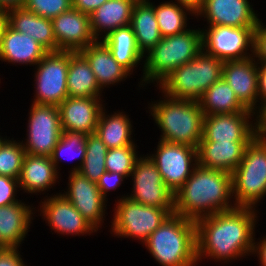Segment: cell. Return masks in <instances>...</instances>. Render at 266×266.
<instances>
[{
  "mask_svg": "<svg viewBox=\"0 0 266 266\" xmlns=\"http://www.w3.org/2000/svg\"><path fill=\"white\" fill-rule=\"evenodd\" d=\"M130 180L132 188L127 197L132 201L161 209H174V193L166 186L162 175L148 155L135 163Z\"/></svg>",
  "mask_w": 266,
  "mask_h": 266,
  "instance_id": "4fadbf2b",
  "label": "cell"
},
{
  "mask_svg": "<svg viewBox=\"0 0 266 266\" xmlns=\"http://www.w3.org/2000/svg\"><path fill=\"white\" fill-rule=\"evenodd\" d=\"M25 140L26 154L50 157L62 135L59 108L54 105L31 103Z\"/></svg>",
  "mask_w": 266,
  "mask_h": 266,
  "instance_id": "8fae6325",
  "label": "cell"
},
{
  "mask_svg": "<svg viewBox=\"0 0 266 266\" xmlns=\"http://www.w3.org/2000/svg\"><path fill=\"white\" fill-rule=\"evenodd\" d=\"M21 248H7L0 251V266H27L20 254Z\"/></svg>",
  "mask_w": 266,
  "mask_h": 266,
  "instance_id": "b9f144b4",
  "label": "cell"
},
{
  "mask_svg": "<svg viewBox=\"0 0 266 266\" xmlns=\"http://www.w3.org/2000/svg\"><path fill=\"white\" fill-rule=\"evenodd\" d=\"M260 19L254 32V58L259 63H266V25Z\"/></svg>",
  "mask_w": 266,
  "mask_h": 266,
  "instance_id": "60d3db41",
  "label": "cell"
},
{
  "mask_svg": "<svg viewBox=\"0 0 266 266\" xmlns=\"http://www.w3.org/2000/svg\"><path fill=\"white\" fill-rule=\"evenodd\" d=\"M24 200L0 206V237L9 248H19L23 244L36 214L33 204ZM33 205V206H32Z\"/></svg>",
  "mask_w": 266,
  "mask_h": 266,
  "instance_id": "603a6c76",
  "label": "cell"
},
{
  "mask_svg": "<svg viewBox=\"0 0 266 266\" xmlns=\"http://www.w3.org/2000/svg\"><path fill=\"white\" fill-rule=\"evenodd\" d=\"M236 208L229 172L199 164L174 193V214L197 220L201 217Z\"/></svg>",
  "mask_w": 266,
  "mask_h": 266,
  "instance_id": "7a4b0ae2",
  "label": "cell"
},
{
  "mask_svg": "<svg viewBox=\"0 0 266 266\" xmlns=\"http://www.w3.org/2000/svg\"><path fill=\"white\" fill-rule=\"evenodd\" d=\"M7 24L14 30L33 37L48 52H56L52 20L36 15L23 7L5 12Z\"/></svg>",
  "mask_w": 266,
  "mask_h": 266,
  "instance_id": "484cf974",
  "label": "cell"
},
{
  "mask_svg": "<svg viewBox=\"0 0 266 266\" xmlns=\"http://www.w3.org/2000/svg\"><path fill=\"white\" fill-rule=\"evenodd\" d=\"M223 64L203 50L190 62L177 67L157 86L174 99L198 101L202 94L222 78Z\"/></svg>",
  "mask_w": 266,
  "mask_h": 266,
  "instance_id": "8992f818",
  "label": "cell"
},
{
  "mask_svg": "<svg viewBox=\"0 0 266 266\" xmlns=\"http://www.w3.org/2000/svg\"><path fill=\"white\" fill-rule=\"evenodd\" d=\"M251 141H200L197 148L198 164L232 173L240 164L246 146Z\"/></svg>",
  "mask_w": 266,
  "mask_h": 266,
  "instance_id": "d4e9b609",
  "label": "cell"
},
{
  "mask_svg": "<svg viewBox=\"0 0 266 266\" xmlns=\"http://www.w3.org/2000/svg\"><path fill=\"white\" fill-rule=\"evenodd\" d=\"M258 240L259 242L254 238L252 256H257L258 261L261 264H259V266H266V236L258 238Z\"/></svg>",
  "mask_w": 266,
  "mask_h": 266,
  "instance_id": "f6af8a7d",
  "label": "cell"
},
{
  "mask_svg": "<svg viewBox=\"0 0 266 266\" xmlns=\"http://www.w3.org/2000/svg\"><path fill=\"white\" fill-rule=\"evenodd\" d=\"M130 26L135 34L137 47L143 56L163 38L154 12L153 1L137 0L132 11Z\"/></svg>",
  "mask_w": 266,
  "mask_h": 266,
  "instance_id": "83f0119b",
  "label": "cell"
},
{
  "mask_svg": "<svg viewBox=\"0 0 266 266\" xmlns=\"http://www.w3.org/2000/svg\"><path fill=\"white\" fill-rule=\"evenodd\" d=\"M153 152L148 153V157L158 168L166 186L176 193L198 164L197 148L159 140Z\"/></svg>",
  "mask_w": 266,
  "mask_h": 266,
  "instance_id": "7c38bea8",
  "label": "cell"
},
{
  "mask_svg": "<svg viewBox=\"0 0 266 266\" xmlns=\"http://www.w3.org/2000/svg\"><path fill=\"white\" fill-rule=\"evenodd\" d=\"M56 51L80 52L97 40L91 31L90 16L74 8L52 19Z\"/></svg>",
  "mask_w": 266,
  "mask_h": 266,
  "instance_id": "ac0fdd59",
  "label": "cell"
},
{
  "mask_svg": "<svg viewBox=\"0 0 266 266\" xmlns=\"http://www.w3.org/2000/svg\"><path fill=\"white\" fill-rule=\"evenodd\" d=\"M162 95L148 103L149 116L161 131V141L198 148L203 136L204 117L198 101L174 99ZM164 97V98H163ZM162 99V100H161Z\"/></svg>",
  "mask_w": 266,
  "mask_h": 266,
  "instance_id": "3957f363",
  "label": "cell"
},
{
  "mask_svg": "<svg viewBox=\"0 0 266 266\" xmlns=\"http://www.w3.org/2000/svg\"><path fill=\"white\" fill-rule=\"evenodd\" d=\"M107 150V146L96 133L86 135V154L79 172L90 181L97 183L106 172Z\"/></svg>",
  "mask_w": 266,
  "mask_h": 266,
  "instance_id": "e575fe53",
  "label": "cell"
},
{
  "mask_svg": "<svg viewBox=\"0 0 266 266\" xmlns=\"http://www.w3.org/2000/svg\"><path fill=\"white\" fill-rule=\"evenodd\" d=\"M137 0H108L90 15L91 31L102 40L111 31L130 25Z\"/></svg>",
  "mask_w": 266,
  "mask_h": 266,
  "instance_id": "4316f807",
  "label": "cell"
},
{
  "mask_svg": "<svg viewBox=\"0 0 266 266\" xmlns=\"http://www.w3.org/2000/svg\"><path fill=\"white\" fill-rule=\"evenodd\" d=\"M222 78L234 90L239 102L257 115L259 113L258 72L254 56L224 62Z\"/></svg>",
  "mask_w": 266,
  "mask_h": 266,
  "instance_id": "d6986e66",
  "label": "cell"
},
{
  "mask_svg": "<svg viewBox=\"0 0 266 266\" xmlns=\"http://www.w3.org/2000/svg\"><path fill=\"white\" fill-rule=\"evenodd\" d=\"M48 51L33 37L6 25L0 46V61L7 64L35 66ZM17 63V64H16Z\"/></svg>",
  "mask_w": 266,
  "mask_h": 266,
  "instance_id": "7402d4cb",
  "label": "cell"
},
{
  "mask_svg": "<svg viewBox=\"0 0 266 266\" xmlns=\"http://www.w3.org/2000/svg\"><path fill=\"white\" fill-rule=\"evenodd\" d=\"M67 189L62 193L98 231L101 230L107 210V200L102 196L95 182L80 172H68Z\"/></svg>",
  "mask_w": 266,
  "mask_h": 266,
  "instance_id": "9a60e30c",
  "label": "cell"
},
{
  "mask_svg": "<svg viewBox=\"0 0 266 266\" xmlns=\"http://www.w3.org/2000/svg\"><path fill=\"white\" fill-rule=\"evenodd\" d=\"M259 112L266 105V63L257 62Z\"/></svg>",
  "mask_w": 266,
  "mask_h": 266,
  "instance_id": "7bdbcfd3",
  "label": "cell"
},
{
  "mask_svg": "<svg viewBox=\"0 0 266 266\" xmlns=\"http://www.w3.org/2000/svg\"><path fill=\"white\" fill-rule=\"evenodd\" d=\"M257 136L266 140V105L257 114Z\"/></svg>",
  "mask_w": 266,
  "mask_h": 266,
  "instance_id": "bcb514c9",
  "label": "cell"
},
{
  "mask_svg": "<svg viewBox=\"0 0 266 266\" xmlns=\"http://www.w3.org/2000/svg\"><path fill=\"white\" fill-rule=\"evenodd\" d=\"M6 25H7L6 13L0 10V46H1L3 31Z\"/></svg>",
  "mask_w": 266,
  "mask_h": 266,
  "instance_id": "681fc988",
  "label": "cell"
},
{
  "mask_svg": "<svg viewBox=\"0 0 266 266\" xmlns=\"http://www.w3.org/2000/svg\"><path fill=\"white\" fill-rule=\"evenodd\" d=\"M236 207L258 208L266 196V140L256 136L245 148L238 167L231 173Z\"/></svg>",
  "mask_w": 266,
  "mask_h": 266,
  "instance_id": "52a82bcc",
  "label": "cell"
},
{
  "mask_svg": "<svg viewBox=\"0 0 266 266\" xmlns=\"http://www.w3.org/2000/svg\"><path fill=\"white\" fill-rule=\"evenodd\" d=\"M106 1L108 0H72V6L75 10L90 16Z\"/></svg>",
  "mask_w": 266,
  "mask_h": 266,
  "instance_id": "ee69618b",
  "label": "cell"
},
{
  "mask_svg": "<svg viewBox=\"0 0 266 266\" xmlns=\"http://www.w3.org/2000/svg\"><path fill=\"white\" fill-rule=\"evenodd\" d=\"M128 193L115 200L110 234L118 238L138 240L143 244L148 237L172 214L174 209H161L132 201Z\"/></svg>",
  "mask_w": 266,
  "mask_h": 266,
  "instance_id": "ba28073f",
  "label": "cell"
},
{
  "mask_svg": "<svg viewBox=\"0 0 266 266\" xmlns=\"http://www.w3.org/2000/svg\"><path fill=\"white\" fill-rule=\"evenodd\" d=\"M101 41L108 47L118 64L131 75L134 71L136 73L135 69L140 64L144 65V56L137 47L135 34L130 25L111 31Z\"/></svg>",
  "mask_w": 266,
  "mask_h": 266,
  "instance_id": "f546056e",
  "label": "cell"
},
{
  "mask_svg": "<svg viewBox=\"0 0 266 266\" xmlns=\"http://www.w3.org/2000/svg\"><path fill=\"white\" fill-rule=\"evenodd\" d=\"M124 180H127L124 175L117 172L106 171L96 184L102 196L108 201L107 197L110 195L108 192H112V190L115 192L116 189H119V187L124 184Z\"/></svg>",
  "mask_w": 266,
  "mask_h": 266,
  "instance_id": "ab89813d",
  "label": "cell"
},
{
  "mask_svg": "<svg viewBox=\"0 0 266 266\" xmlns=\"http://www.w3.org/2000/svg\"><path fill=\"white\" fill-rule=\"evenodd\" d=\"M85 154L86 134L83 132L63 131L50 158L58 173H60V163L62 162V159L64 160V158L67 160L70 159L71 161L73 159L77 160L75 162L76 164H74L75 166L72 165L70 169L71 171L69 172H79L84 162Z\"/></svg>",
  "mask_w": 266,
  "mask_h": 266,
  "instance_id": "836d02e7",
  "label": "cell"
},
{
  "mask_svg": "<svg viewBox=\"0 0 266 266\" xmlns=\"http://www.w3.org/2000/svg\"><path fill=\"white\" fill-rule=\"evenodd\" d=\"M68 97H103L89 62L80 52H71L67 72Z\"/></svg>",
  "mask_w": 266,
  "mask_h": 266,
  "instance_id": "4dcf8cb0",
  "label": "cell"
},
{
  "mask_svg": "<svg viewBox=\"0 0 266 266\" xmlns=\"http://www.w3.org/2000/svg\"><path fill=\"white\" fill-rule=\"evenodd\" d=\"M61 177L50 157L25 154L18 178L19 190L28 195H46L49 189L60 183Z\"/></svg>",
  "mask_w": 266,
  "mask_h": 266,
  "instance_id": "44dd1931",
  "label": "cell"
},
{
  "mask_svg": "<svg viewBox=\"0 0 266 266\" xmlns=\"http://www.w3.org/2000/svg\"><path fill=\"white\" fill-rule=\"evenodd\" d=\"M174 2L187 5L196 12L202 6L204 0H174Z\"/></svg>",
  "mask_w": 266,
  "mask_h": 266,
  "instance_id": "c3c4849f",
  "label": "cell"
},
{
  "mask_svg": "<svg viewBox=\"0 0 266 266\" xmlns=\"http://www.w3.org/2000/svg\"><path fill=\"white\" fill-rule=\"evenodd\" d=\"M7 248L9 247L1 240V237H0V251L5 250Z\"/></svg>",
  "mask_w": 266,
  "mask_h": 266,
  "instance_id": "f907efd6",
  "label": "cell"
},
{
  "mask_svg": "<svg viewBox=\"0 0 266 266\" xmlns=\"http://www.w3.org/2000/svg\"><path fill=\"white\" fill-rule=\"evenodd\" d=\"M18 189H20L18 179L0 176V206H8L20 202L21 200L17 195V192H20Z\"/></svg>",
  "mask_w": 266,
  "mask_h": 266,
  "instance_id": "f35d334b",
  "label": "cell"
},
{
  "mask_svg": "<svg viewBox=\"0 0 266 266\" xmlns=\"http://www.w3.org/2000/svg\"><path fill=\"white\" fill-rule=\"evenodd\" d=\"M138 147L135 144L108 149L105 158L106 171L120 173L129 179L136 160L142 155L139 154Z\"/></svg>",
  "mask_w": 266,
  "mask_h": 266,
  "instance_id": "8d00e7d4",
  "label": "cell"
},
{
  "mask_svg": "<svg viewBox=\"0 0 266 266\" xmlns=\"http://www.w3.org/2000/svg\"><path fill=\"white\" fill-rule=\"evenodd\" d=\"M80 53L89 62L97 83L103 91L105 88L119 85L126 79L132 78L131 74L118 64L108 47L101 40L90 44L82 49Z\"/></svg>",
  "mask_w": 266,
  "mask_h": 266,
  "instance_id": "cb8c5ba5",
  "label": "cell"
},
{
  "mask_svg": "<svg viewBox=\"0 0 266 266\" xmlns=\"http://www.w3.org/2000/svg\"><path fill=\"white\" fill-rule=\"evenodd\" d=\"M198 102L204 115L242 113L247 110L223 78L212 84Z\"/></svg>",
  "mask_w": 266,
  "mask_h": 266,
  "instance_id": "1f68e13d",
  "label": "cell"
},
{
  "mask_svg": "<svg viewBox=\"0 0 266 266\" xmlns=\"http://www.w3.org/2000/svg\"><path fill=\"white\" fill-rule=\"evenodd\" d=\"M118 111L108 113L109 111L104 107L95 130L108 149L136 144L133 138L135 131L132 125L133 120H130V115L126 112Z\"/></svg>",
  "mask_w": 266,
  "mask_h": 266,
  "instance_id": "f1b7e54d",
  "label": "cell"
},
{
  "mask_svg": "<svg viewBox=\"0 0 266 266\" xmlns=\"http://www.w3.org/2000/svg\"><path fill=\"white\" fill-rule=\"evenodd\" d=\"M255 28L205 24L201 29L202 50L222 62L250 58L254 54Z\"/></svg>",
  "mask_w": 266,
  "mask_h": 266,
  "instance_id": "30bf717a",
  "label": "cell"
},
{
  "mask_svg": "<svg viewBox=\"0 0 266 266\" xmlns=\"http://www.w3.org/2000/svg\"><path fill=\"white\" fill-rule=\"evenodd\" d=\"M201 51L202 33L199 27H190L176 35L163 37L144 56L143 74L138 86L140 89L150 83L157 86L173 70L190 62Z\"/></svg>",
  "mask_w": 266,
  "mask_h": 266,
  "instance_id": "5b68a950",
  "label": "cell"
},
{
  "mask_svg": "<svg viewBox=\"0 0 266 266\" xmlns=\"http://www.w3.org/2000/svg\"><path fill=\"white\" fill-rule=\"evenodd\" d=\"M70 51L48 52L34 68L32 103L59 106L68 97Z\"/></svg>",
  "mask_w": 266,
  "mask_h": 266,
  "instance_id": "9c48e42d",
  "label": "cell"
},
{
  "mask_svg": "<svg viewBox=\"0 0 266 266\" xmlns=\"http://www.w3.org/2000/svg\"><path fill=\"white\" fill-rule=\"evenodd\" d=\"M256 136L257 115L248 109L242 113L214 114L204 117L201 141H252Z\"/></svg>",
  "mask_w": 266,
  "mask_h": 266,
  "instance_id": "2e32d148",
  "label": "cell"
},
{
  "mask_svg": "<svg viewBox=\"0 0 266 266\" xmlns=\"http://www.w3.org/2000/svg\"><path fill=\"white\" fill-rule=\"evenodd\" d=\"M154 12L162 37L176 35L189 29L190 16L196 17V12L187 5L174 1L154 2ZM189 15V16H188Z\"/></svg>",
  "mask_w": 266,
  "mask_h": 266,
  "instance_id": "d6a6232c",
  "label": "cell"
},
{
  "mask_svg": "<svg viewBox=\"0 0 266 266\" xmlns=\"http://www.w3.org/2000/svg\"><path fill=\"white\" fill-rule=\"evenodd\" d=\"M47 195L39 202L38 216L40 215L52 231L64 236H89L97 234L98 230L86 220L74 205L62 194ZM40 209V210H39ZM40 212V214H39ZM87 234V235H86ZM75 235V236H74Z\"/></svg>",
  "mask_w": 266,
  "mask_h": 266,
  "instance_id": "5bb4252c",
  "label": "cell"
},
{
  "mask_svg": "<svg viewBox=\"0 0 266 266\" xmlns=\"http://www.w3.org/2000/svg\"><path fill=\"white\" fill-rule=\"evenodd\" d=\"M22 7L51 20L73 8L72 0H25Z\"/></svg>",
  "mask_w": 266,
  "mask_h": 266,
  "instance_id": "74e56055",
  "label": "cell"
},
{
  "mask_svg": "<svg viewBox=\"0 0 266 266\" xmlns=\"http://www.w3.org/2000/svg\"><path fill=\"white\" fill-rule=\"evenodd\" d=\"M6 136H2V135H0V143L2 142V140L5 138Z\"/></svg>",
  "mask_w": 266,
  "mask_h": 266,
  "instance_id": "816d5d0a",
  "label": "cell"
},
{
  "mask_svg": "<svg viewBox=\"0 0 266 266\" xmlns=\"http://www.w3.org/2000/svg\"><path fill=\"white\" fill-rule=\"evenodd\" d=\"M251 3L249 0H204L195 18L205 19L208 26L256 27L259 13Z\"/></svg>",
  "mask_w": 266,
  "mask_h": 266,
  "instance_id": "e0dca14e",
  "label": "cell"
},
{
  "mask_svg": "<svg viewBox=\"0 0 266 266\" xmlns=\"http://www.w3.org/2000/svg\"><path fill=\"white\" fill-rule=\"evenodd\" d=\"M161 266H197L195 220L170 215L142 244Z\"/></svg>",
  "mask_w": 266,
  "mask_h": 266,
  "instance_id": "277c9868",
  "label": "cell"
},
{
  "mask_svg": "<svg viewBox=\"0 0 266 266\" xmlns=\"http://www.w3.org/2000/svg\"><path fill=\"white\" fill-rule=\"evenodd\" d=\"M25 154L20 140L6 136L0 143V176L18 179Z\"/></svg>",
  "mask_w": 266,
  "mask_h": 266,
  "instance_id": "d590c367",
  "label": "cell"
},
{
  "mask_svg": "<svg viewBox=\"0 0 266 266\" xmlns=\"http://www.w3.org/2000/svg\"><path fill=\"white\" fill-rule=\"evenodd\" d=\"M103 97H67L59 106L62 131L95 133L107 103Z\"/></svg>",
  "mask_w": 266,
  "mask_h": 266,
  "instance_id": "ffe728a7",
  "label": "cell"
},
{
  "mask_svg": "<svg viewBox=\"0 0 266 266\" xmlns=\"http://www.w3.org/2000/svg\"><path fill=\"white\" fill-rule=\"evenodd\" d=\"M259 213L258 209L236 207L197 219L198 265L202 259L229 265L252 255Z\"/></svg>",
  "mask_w": 266,
  "mask_h": 266,
  "instance_id": "6da1fadb",
  "label": "cell"
},
{
  "mask_svg": "<svg viewBox=\"0 0 266 266\" xmlns=\"http://www.w3.org/2000/svg\"><path fill=\"white\" fill-rule=\"evenodd\" d=\"M25 0H0V10L1 11H8L13 8L22 7Z\"/></svg>",
  "mask_w": 266,
  "mask_h": 266,
  "instance_id": "7dc6e473",
  "label": "cell"
}]
</instances>
